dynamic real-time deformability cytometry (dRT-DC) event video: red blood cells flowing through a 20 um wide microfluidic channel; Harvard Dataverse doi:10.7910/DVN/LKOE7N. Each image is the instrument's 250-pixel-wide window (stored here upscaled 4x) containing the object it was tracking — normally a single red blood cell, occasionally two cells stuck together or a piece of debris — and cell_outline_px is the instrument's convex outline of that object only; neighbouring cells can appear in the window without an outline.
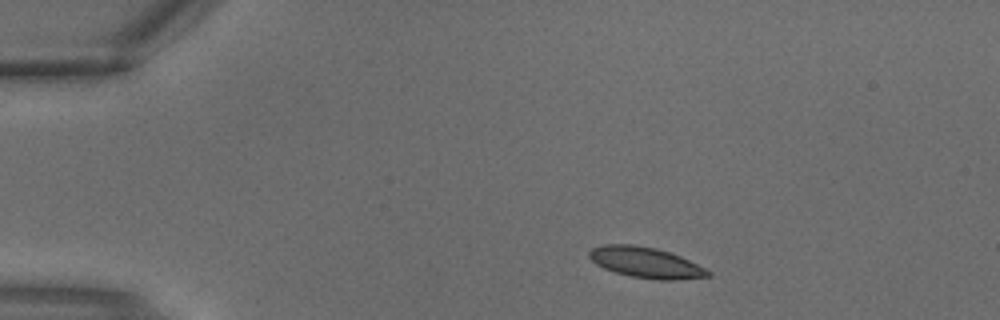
{"species": "common noctule bat (a hibernating species)", "species_latin": "Nyctalus noctula", "temperature_condition": "warm", "stored_images_in_passage": 2, "camera_frame_rate_fps": 3000, "um_per_image_px": 0.085, "animal": {"sex": "male", "body_mass_g": 18.8}, "frame": {"image": 1, "passage_image": 1, "time_ms": 0.0, "image_size_px": [1000, 320], "cell_outline_px": [[712, 276], [672, 280], [656, 280], [632, 276], [616, 272], [604, 268], [596, 264], [588, 256], [588, 252], [592, 248], [604, 244], [632, 244], [656, 248], [680, 256], [712, 272]], "centroid_in_image_um": [54.88, 22.31], "position_along_channel_um": 30.1, "area_um2": 21.1}}